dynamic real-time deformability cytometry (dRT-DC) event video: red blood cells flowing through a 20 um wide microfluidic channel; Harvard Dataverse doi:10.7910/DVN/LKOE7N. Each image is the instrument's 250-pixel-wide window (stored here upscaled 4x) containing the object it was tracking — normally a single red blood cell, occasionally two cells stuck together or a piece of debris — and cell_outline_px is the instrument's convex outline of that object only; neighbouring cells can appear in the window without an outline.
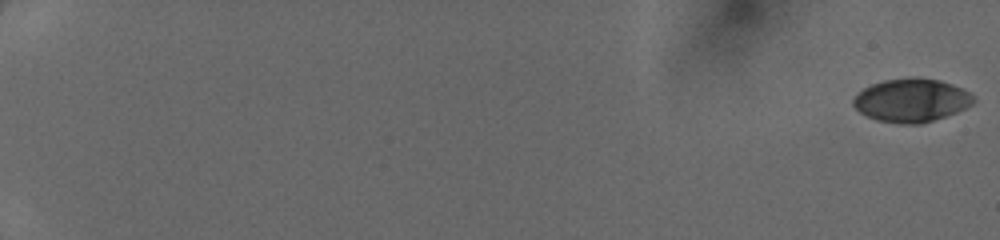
{"species": "human", "species_latin": "Homo sapiens", "temperature_condition": "cold", "stored_images_in_passage": 51, "camera_frame_rate_fps": 3000, "um_per_image_px": 0.085, "donor": {"sex": "female"}, "frame": {"image": 1, "passage_image": 1, "time_ms": 0.0, "image_size_px": [1000, 240], "cell_outline_px": [[976, 100], [972, 104], [956, 112], [920, 124], [900, 124], [876, 120], [860, 112], [852, 104], [852, 100], [864, 88], [872, 84], [884, 80], [912, 76], [916, 76], [940, 80], [960, 88], [968, 92]], "centroid_in_image_um": [77.45, 8.51], "position_along_channel_um": 7.6, "area_um2": 30.23}}
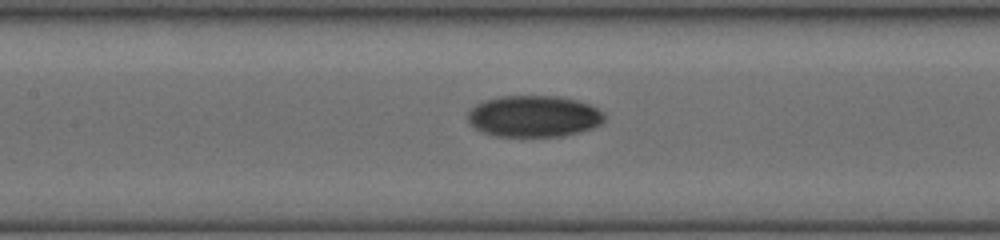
{"frame": {"image": 2, "passage_image": 28, "time_ms": 9.0, "image_size_px": [1000, 240], "cell_outline_px": [[604, 120], [600, 124], [592, 128], [580, 132], [564, 136], [496, 136], [480, 132], [468, 124], [468, 112], [476, 104], [484, 100], [500, 96], [560, 96], [580, 100], [592, 104], [604, 112]], "centroid_in_image_um": [45.39, 9.88], "position_along_channel_um": 162.0, "area_um2": 33.52}}
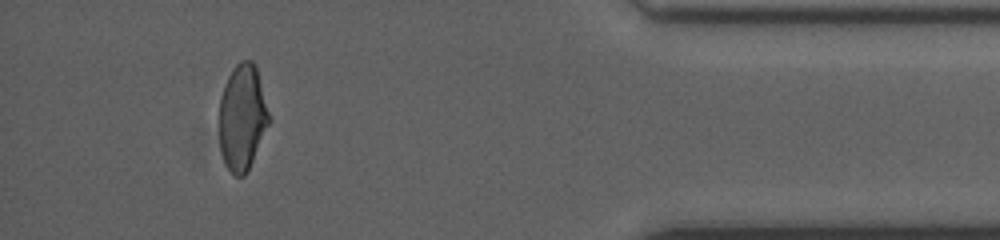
{"frame": {"image": 3, "passage_image": 48, "time_ms": 15.667, "image_size_px": [1000, 240], "cell_outline_px": [[268, 124], [248, 172], [244, 176], [236, 176], [228, 168], [224, 160], [220, 148], [220, 96], [228, 76], [232, 68], [240, 60], [252, 60], [256, 64], [268, 112]], "centroid_in_image_um": [20.58, 9.95], "position_along_channel_um": 414.6, "area_um2": 30.35}}